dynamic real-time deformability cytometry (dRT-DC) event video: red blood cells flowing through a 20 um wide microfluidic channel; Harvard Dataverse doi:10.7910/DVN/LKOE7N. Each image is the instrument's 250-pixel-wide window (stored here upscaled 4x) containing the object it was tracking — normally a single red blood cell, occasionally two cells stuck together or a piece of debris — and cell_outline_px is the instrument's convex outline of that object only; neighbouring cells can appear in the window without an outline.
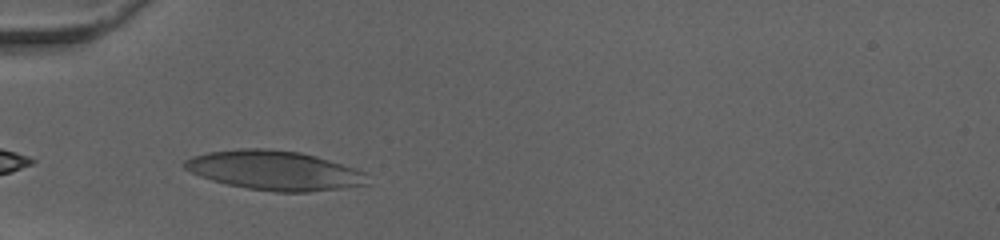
{"species": "human", "species_latin": "Homo sapiens", "temperature_condition": "cold", "stored_images_in_passage": 27, "camera_frame_rate_fps": 3000, "um_per_image_px": 0.085, "donor": {"sex": "female"}, "frame": {"image": 1, "passage_image": 2, "time_ms": 0.333, "image_size_px": [1000, 240], "cell_outline_px": [[372, 184], [344, 188], [308, 192], [276, 192], [248, 188], [228, 184], [212, 180], [200, 176], [184, 168], [180, 164], [184, 160], [192, 156], [208, 152], [240, 148], [268, 148], [300, 152], [316, 156], [364, 172]], "centroid_in_image_um": [23.32, 14.48], "position_along_channel_um": 61.7, "area_um2": 42.02}}
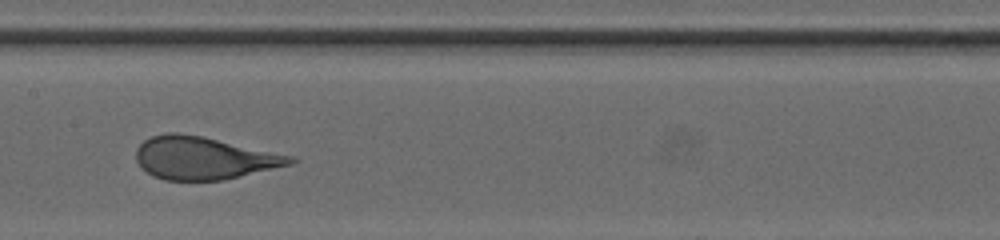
{"frame": {"image": 2, "passage_image": 12, "time_ms": 3.667, "image_size_px": [1000, 240], "cell_outline_px": [[300, 160], [292, 164], [224, 180], [164, 180], [152, 176], [136, 160], [136, 148], [144, 140], [152, 136], [168, 132], [176, 132], [204, 136], [296, 156]], "centroid_in_image_um": [17.37, 13.42], "position_along_channel_um": 190.0, "area_um2": 38.61}}
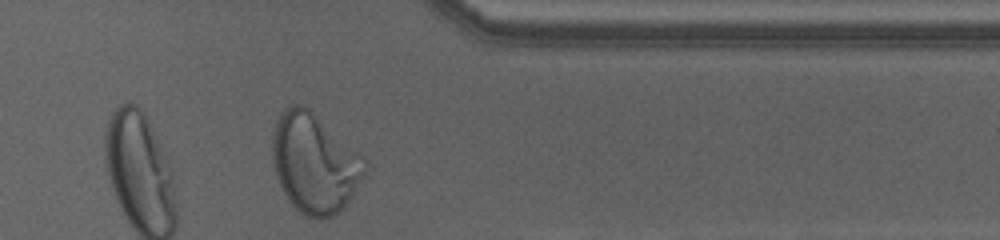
{"frame": {"image": 3, "passage_image": 27, "time_ms": 8.667, "image_size_px": [1000, 240], "cell_outline_px": [[368, 164], [352, 196], [344, 208], [340, 212], [332, 216], [320, 220], [308, 216], [300, 212], [288, 200], [276, 176], [272, 160], [272, 136], [276, 120], [280, 112], [288, 104], [296, 104], [308, 108], [356, 152]], "centroid_in_image_um": [26.68, 13.89], "position_along_channel_um": 384.7, "area_um2": 52.83}, "authors_computed_cell_mechanics": {"area_um2": 39.015, "velocity_mm_per_s": 4.026, "shape_relaxation_time_tau1_ms": 8.2701, "shape_relaxation_time_tau2_ms": null, "deformation_change_tau1": 0.2592, "deformation_change_tau2": null}}